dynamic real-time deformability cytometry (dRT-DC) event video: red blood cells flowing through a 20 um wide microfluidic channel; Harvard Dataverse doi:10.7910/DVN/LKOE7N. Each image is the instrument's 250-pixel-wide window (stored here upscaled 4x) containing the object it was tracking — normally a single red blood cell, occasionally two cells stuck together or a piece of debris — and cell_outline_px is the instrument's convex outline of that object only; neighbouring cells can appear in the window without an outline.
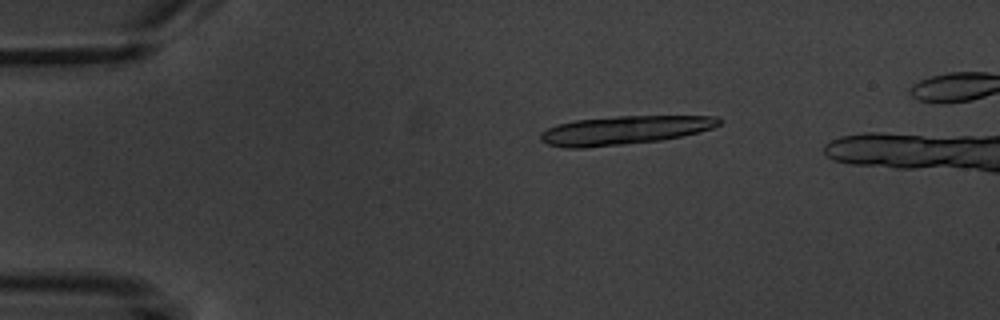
{"species": "common noctule bat (a hibernating species)", "species_latin": "Nyctalus noctula", "temperature_condition": "warm", "stored_images_in_passage": 6, "camera_frame_rate_fps": 3000, "um_per_image_px": 0.085, "animal": {"sex": "male", "body_mass_g": 20.1, "forearm_length_mm": 53.5}, "frame": {"image": 1, "passage_image": 6, "time_ms": 7.0, "image_size_px": [1000, 320], "cell_outline_px": [[724, 120], [720, 124], [712, 128], [680, 136], [660, 140], [624, 144], [584, 148], [564, 148], [548, 144], [540, 140], [540, 132], [556, 124], [576, 120], [616, 116], [716, 116]], "centroid_in_image_um": [53.03, 11.06], "position_along_channel_um": 32.0, "area_um2": 29.71}}